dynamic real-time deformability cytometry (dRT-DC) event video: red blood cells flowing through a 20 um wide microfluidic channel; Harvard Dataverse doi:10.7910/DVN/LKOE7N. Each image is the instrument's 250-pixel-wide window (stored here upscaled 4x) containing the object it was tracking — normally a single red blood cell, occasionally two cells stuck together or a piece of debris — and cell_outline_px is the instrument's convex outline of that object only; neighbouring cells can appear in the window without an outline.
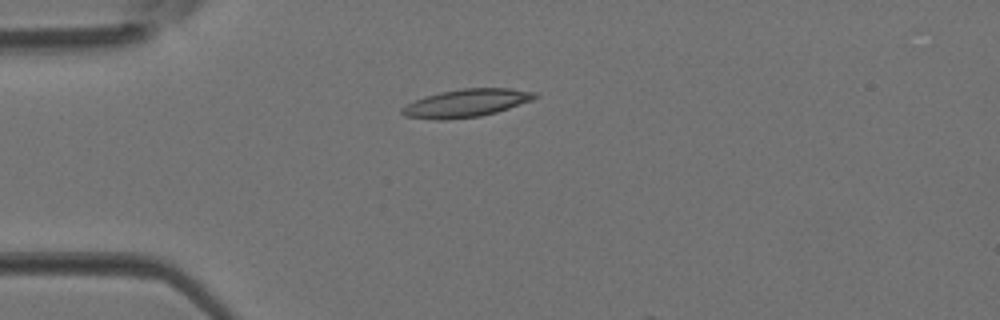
{"species": "Egyptian fruit bat (a non-hibernating species)", "species_latin": "Rousettus aegyptiacus", "temperature_condition": "room temperature", "stored_images_in_passage": 3, "camera_frame_rate_fps": 3000, "um_per_image_px": 0.085, "animal": {"sex": "female"}, "frame": {"image": 1, "passage_image": 3, "time_ms": 0.667, "image_size_px": [1000, 320], "cell_outline_px": [[540, 96], [532, 100], [496, 112], [480, 116], [448, 120], [436, 120], [404, 116], [400, 112], [400, 108], [424, 96], [440, 92], [464, 88], [508, 88], [540, 92]], "centroid_in_image_um": [39.65, 8.76], "position_along_channel_um": 45.4, "area_um2": 21.73}}